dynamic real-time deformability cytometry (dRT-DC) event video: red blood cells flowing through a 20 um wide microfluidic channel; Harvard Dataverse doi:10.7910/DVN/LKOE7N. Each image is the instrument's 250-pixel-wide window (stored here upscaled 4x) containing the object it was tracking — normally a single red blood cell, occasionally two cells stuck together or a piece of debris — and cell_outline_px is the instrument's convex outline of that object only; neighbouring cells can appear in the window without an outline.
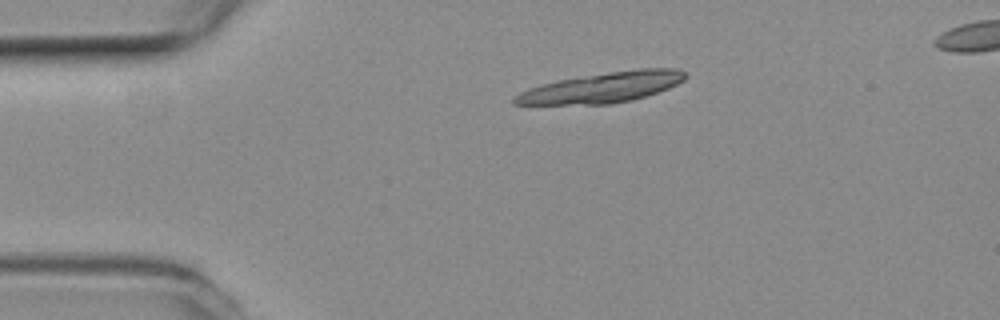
{"species": "common noctule bat (a hibernating species)", "species_latin": "Nyctalus noctula", "temperature_condition": "room temperature", "stored_images_in_passage": 3, "segment_of_instrument_passage": [1, 2], "camera_frame_rate_fps": 3000, "um_per_image_px": 0.085, "animal": {"sex": "female", "body_mass_g": 19.3, "forearm_length_mm": 54.1}, "frame": {"image": 1, "passage_image": 1, "time_ms": 0.0, "image_size_px": [1000, 320], "cell_outline_px": [[688, 76], [684, 80], [668, 88], [632, 100], [612, 104], [512, 104], [512, 100], [520, 92], [528, 88], [556, 80], [640, 68], [676, 68], [688, 72]], "centroid_in_image_um": [51.23, 7.43], "position_along_channel_um": 33.8, "area_um2": 29.88}}